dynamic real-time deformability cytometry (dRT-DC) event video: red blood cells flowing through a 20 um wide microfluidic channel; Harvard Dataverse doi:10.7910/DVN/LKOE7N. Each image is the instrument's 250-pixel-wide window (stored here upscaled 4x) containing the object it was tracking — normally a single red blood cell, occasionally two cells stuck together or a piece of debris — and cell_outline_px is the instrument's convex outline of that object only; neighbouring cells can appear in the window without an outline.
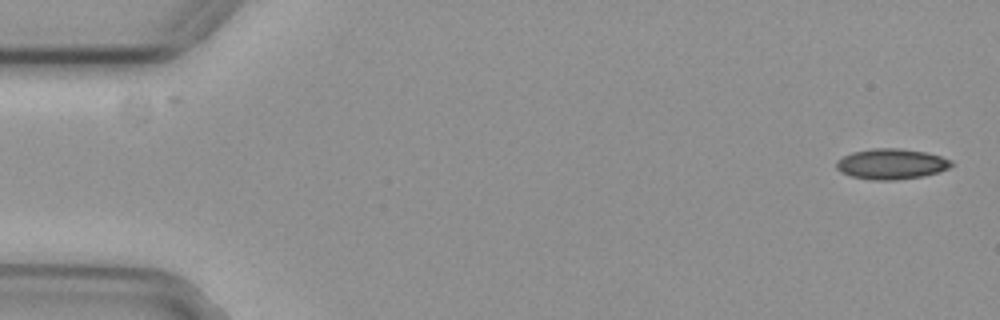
{"species": "common noctule bat (a hibernating species)", "species_latin": "Nyctalus noctula", "temperature_condition": "cold", "stored_images_in_passage": 5, "camera_frame_rate_fps": 3000, "um_per_image_px": 0.085, "animal": {"sex": "female", "body_mass_g": 29.2, "forearm_length_mm": 56.3}, "frame": {"image": 1, "passage_image": 1, "time_ms": 0.0, "image_size_px": [1000, 320], "cell_outline_px": [[952, 164], [948, 168], [924, 176], [896, 180], [872, 180], [852, 176], [840, 172], [836, 168], [836, 160], [852, 152], [872, 148], [900, 148], [924, 152], [940, 156], [952, 160]], "centroid_in_image_um": [75.73, 13.93], "position_along_channel_um": 9.3, "area_um2": 20.4}}